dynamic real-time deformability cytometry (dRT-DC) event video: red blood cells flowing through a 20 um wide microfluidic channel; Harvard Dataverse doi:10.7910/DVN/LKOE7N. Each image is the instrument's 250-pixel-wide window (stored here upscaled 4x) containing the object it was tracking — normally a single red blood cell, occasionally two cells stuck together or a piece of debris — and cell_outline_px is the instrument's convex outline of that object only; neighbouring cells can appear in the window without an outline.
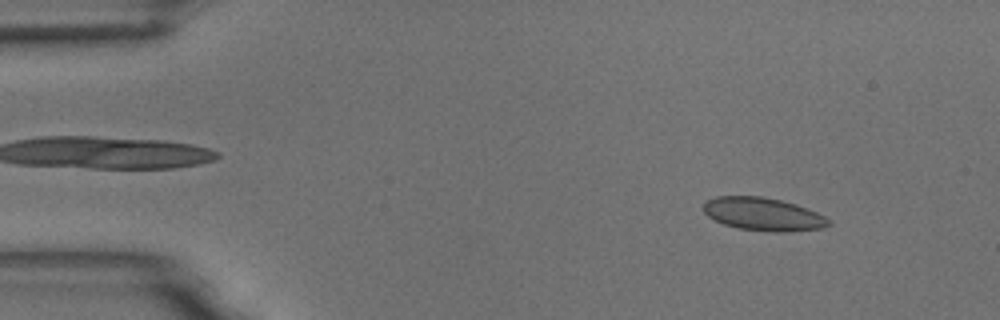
{"species": "common noctule bat (a hibernating species)", "species_latin": "Nyctalus noctula", "temperature_condition": "room temperature", "stored_images_in_passage": 13, "camera_frame_rate_fps": 3000, "um_per_image_px": 0.085, "animal": {"sex": "male", "body_mass_g": 18.8}, "frame": {"image": 1, "passage_image": 3, "time_ms": 0.667, "image_size_px": [1000, 320], "cell_outline_px": [[832, 224], [824, 228], [784, 232], [776, 232], [740, 228], [724, 224], [708, 216], [704, 212], [704, 200], [716, 196], [760, 196], [780, 200], [796, 204], [808, 208], [832, 220]], "centroid_in_image_um": [64.9, 18.2], "position_along_channel_um": 20.1, "area_um2": 24.1}}